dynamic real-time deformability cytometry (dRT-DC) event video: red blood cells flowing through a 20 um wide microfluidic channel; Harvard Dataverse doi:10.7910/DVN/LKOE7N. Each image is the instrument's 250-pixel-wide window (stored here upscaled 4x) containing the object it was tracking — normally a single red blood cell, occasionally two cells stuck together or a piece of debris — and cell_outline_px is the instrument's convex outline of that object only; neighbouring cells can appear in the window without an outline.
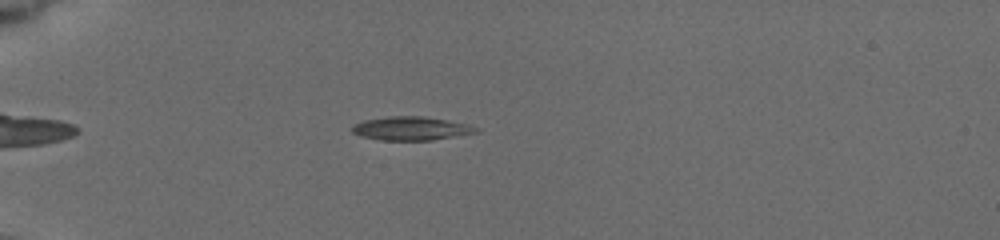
{"species": "common noctule bat (a hibernating species)", "species_latin": "Nyctalus noctula", "temperature_condition": "cold", "stored_images_in_passage": 25, "camera_frame_rate_fps": 3000, "um_per_image_px": 0.085, "animal": {"sex": "female", "body_mass_g": 19.5, "forearm_length_mm": 54.1}, "frame": {"image": 1, "passage_image": 14, "time_ms": 3.333, "image_size_px": [1000, 240], "cell_outline_px": [[480, 132], [432, 140], [384, 140], [360, 136], [352, 132], [352, 128], [356, 124], [364, 120], [388, 116], [420, 116], [468, 124], [480, 128]], "centroid_in_image_um": [34.97, 10.92], "position_along_channel_um": 50.0, "area_um2": 16.88}}
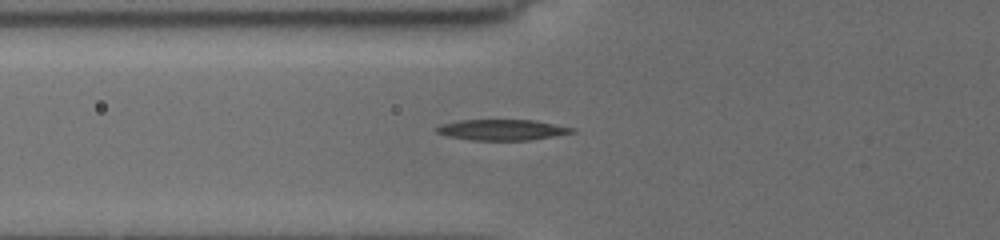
{"frame": {"image": 2, "passage_image": 20, "time_ms": 5.0, "image_size_px": [1000, 240], "cell_outline_px": [[576, 132], [528, 140], [472, 140], [448, 136], [436, 132], [436, 128], [440, 124], [460, 120], [536, 120], [576, 128]], "centroid_in_image_um": [42.7, 11.03], "position_along_channel_um": 83.1, "area_um2": 16.36}}
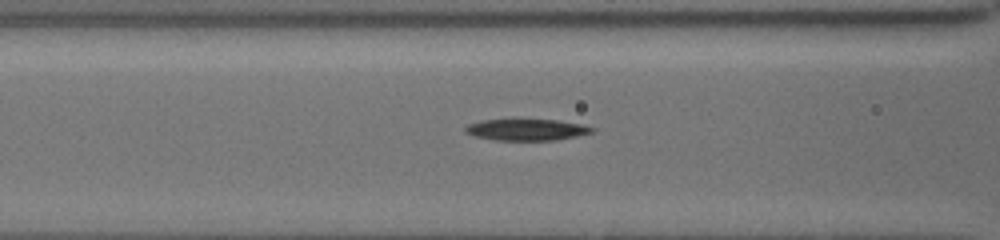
{"frame": {"image": 3, "passage_image": 24, "time_ms": 6.0, "image_size_px": [1000, 240], "cell_outline_px": [[596, 128], [592, 132], [576, 136], [556, 140], [492, 140], [472, 136], [464, 132], [464, 128], [468, 124], [480, 120], [512, 116], [516, 116], [556, 120], [580, 124]], "centroid_in_image_um": [44.64, 10.97], "position_along_channel_um": 122.0, "area_um2": 16.94}}